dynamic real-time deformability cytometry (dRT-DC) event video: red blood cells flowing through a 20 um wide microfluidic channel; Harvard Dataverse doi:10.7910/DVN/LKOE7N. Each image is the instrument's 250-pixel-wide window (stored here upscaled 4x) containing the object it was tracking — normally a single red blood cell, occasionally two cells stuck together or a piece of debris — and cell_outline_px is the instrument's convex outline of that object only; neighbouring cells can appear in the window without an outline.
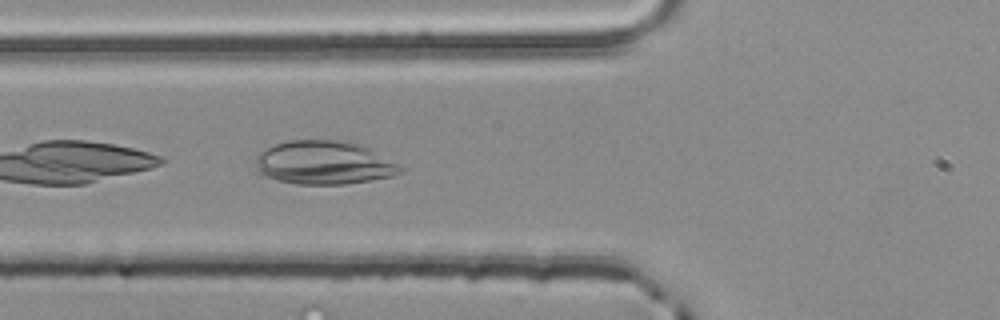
{"species": "common noctule bat (a hibernating species)", "species_latin": "Nyctalus noctula", "temperature_condition": "room temperature", "stored_images_in_passage": 5, "camera_frame_rate_fps": 3000, "um_per_image_px": 0.085, "animal": {"sex": "male", "body_mass_g": 20.4}, "frame": {"image": 1, "passage_image": 5, "time_ms": 1.333, "image_size_px": [1000, 320], "cell_outline_px": [[404, 172], [392, 176], [344, 184], [296, 184], [264, 176], [260, 172], [256, 164], [256, 156], [260, 152], [276, 144], [288, 140], [348, 140], [364, 144], [372, 148], [404, 168]], "centroid_in_image_um": [27.6, 13.81], "position_along_channel_um": 98.2, "area_um2": 36.88}}